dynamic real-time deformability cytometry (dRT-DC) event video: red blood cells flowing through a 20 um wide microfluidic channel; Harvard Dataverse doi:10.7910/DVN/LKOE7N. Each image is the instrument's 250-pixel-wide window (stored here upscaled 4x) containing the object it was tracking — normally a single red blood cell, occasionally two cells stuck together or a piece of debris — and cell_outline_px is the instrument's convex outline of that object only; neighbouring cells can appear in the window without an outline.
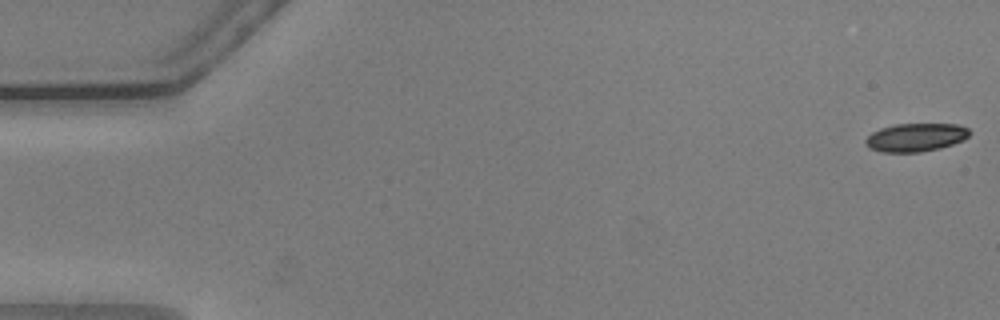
{"species": "common noctule bat (a hibernating species)", "species_latin": "Nyctalus noctula", "temperature_condition": "warm", "stored_images_in_passage": 15, "camera_frame_rate_fps": 3000, "um_per_image_px": 0.085, "animal": {"sex": "male", "body_mass_g": 20.5, "forearm_length_mm": 52.5}, "frame": {"image": 1, "passage_image": 1, "time_ms": 0.0, "image_size_px": [1000, 320], "cell_outline_px": [[972, 132], [964, 140], [940, 148], [920, 152], [884, 152], [868, 148], [864, 140], [872, 132], [880, 128], [896, 124], [960, 124], [968, 128]], "centroid_in_image_um": [77.85, 11.67], "position_along_channel_um": 7.1, "area_um2": 17.22}}
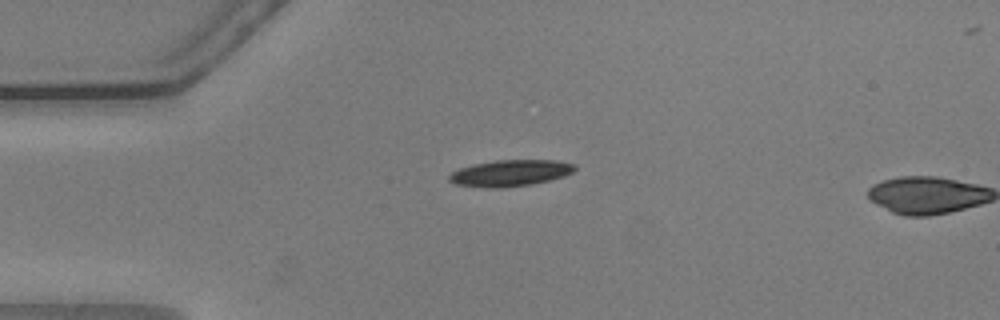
{"frame": {"image": 2, "passage_image": 14, "time_ms": 4.333, "image_size_px": [1000, 320], "cell_outline_px": [[576, 168], [572, 172], [564, 176], [532, 184], [504, 188], [488, 188], [456, 184], [448, 180], [448, 176], [452, 172], [460, 168], [472, 164], [496, 160], [556, 160], [576, 164]], "centroid_in_image_um": [43.37, 14.71], "position_along_channel_um": 41.6, "area_um2": 19.36}}